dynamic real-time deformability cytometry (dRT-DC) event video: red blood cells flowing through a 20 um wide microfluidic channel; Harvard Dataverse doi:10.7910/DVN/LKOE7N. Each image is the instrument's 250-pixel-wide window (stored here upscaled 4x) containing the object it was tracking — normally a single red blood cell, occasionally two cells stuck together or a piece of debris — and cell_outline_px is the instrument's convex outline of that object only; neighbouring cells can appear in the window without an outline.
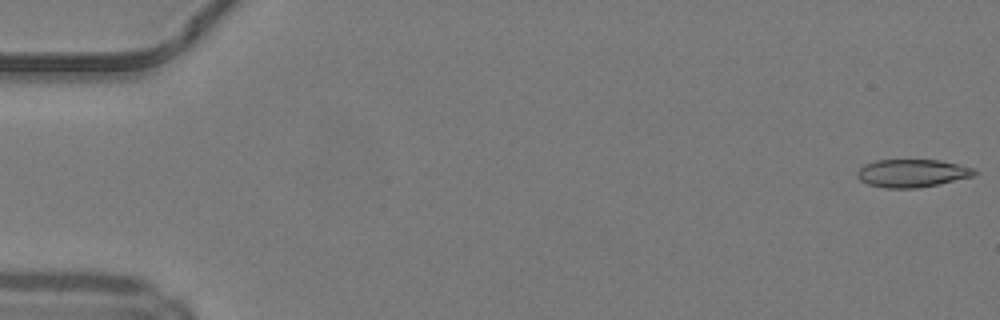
{"species": "common noctule bat (a hibernating species)", "species_latin": "Nyctalus noctula", "temperature_condition": "warm", "stored_images_in_passage": 49, "camera_frame_rate_fps": 3000, "um_per_image_px": 0.085, "animal": {"sex": "male", "body_mass_g": 19.2, "forearm_length_mm": 51.8}, "frame": {"image": 1, "passage_image": 1, "time_ms": 0.0, "image_size_px": [1000, 320], "cell_outline_px": [[980, 172], [976, 176], [916, 188], [884, 188], [868, 184], [860, 180], [856, 176], [856, 172], [864, 164], [876, 160], [940, 160], [960, 164], [972, 168]], "centroid_in_image_um": [77.54, 14.71], "position_along_channel_um": 7.5, "area_um2": 19.19}}
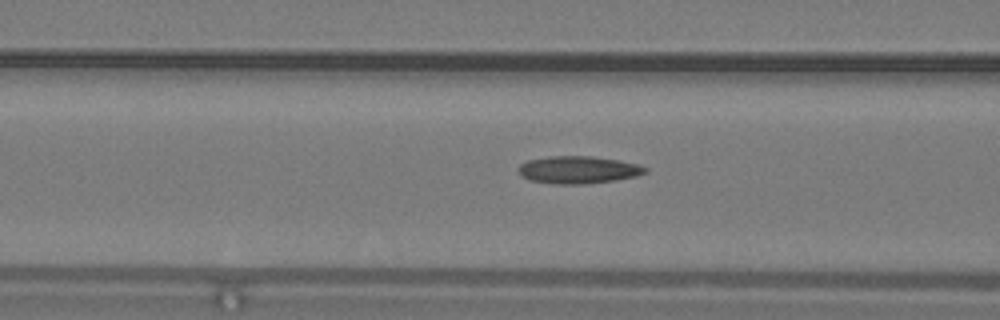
{"frame": {"image": 2, "passage_image": 20, "time_ms": 6.333, "image_size_px": [1000, 320], "cell_outline_px": [[648, 172], [636, 176], [616, 180], [584, 184], [552, 184], [532, 180], [520, 176], [516, 168], [520, 164], [528, 160], [548, 156], [592, 156], [620, 160], [640, 164], [648, 168]], "centroid_in_image_um": [49.16, 14.43], "position_along_channel_um": 117.4, "area_um2": 20.58}}
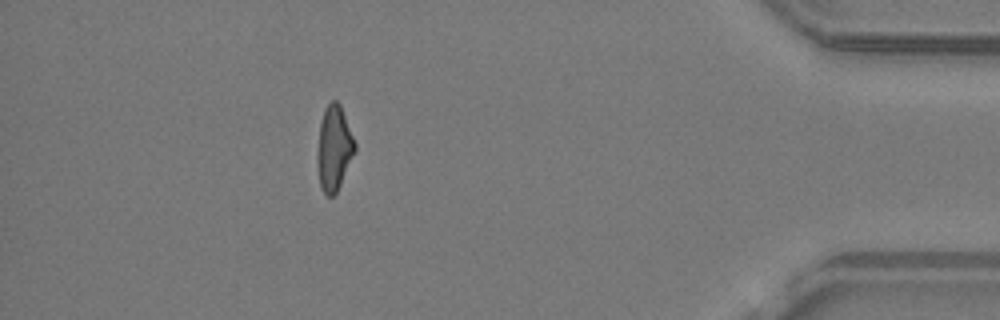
{"frame": {"image": 3, "passage_image": 44, "time_ms": 14.333, "image_size_px": [1000, 320], "cell_outline_px": [[356, 148], [340, 184], [336, 192], [332, 196], [328, 196], [324, 192], [320, 184], [316, 164], [316, 156], [320, 124], [324, 108], [332, 100], [336, 100], [340, 104], [356, 144]], "centroid_in_image_um": [28.37, 12.57], "position_along_channel_um": 406.8, "area_um2": 18.38}, "authors_computed_cell_mechanics": {"area_um2": 19.363, "velocity_mm_per_s": 4.2537, "shape_relaxation_time_tau1_ms": null, "shape_relaxation_time_tau2_ms": 3.4005, "deformation_change_tau1": null, "deformation_change_tau2": 0.1407}}